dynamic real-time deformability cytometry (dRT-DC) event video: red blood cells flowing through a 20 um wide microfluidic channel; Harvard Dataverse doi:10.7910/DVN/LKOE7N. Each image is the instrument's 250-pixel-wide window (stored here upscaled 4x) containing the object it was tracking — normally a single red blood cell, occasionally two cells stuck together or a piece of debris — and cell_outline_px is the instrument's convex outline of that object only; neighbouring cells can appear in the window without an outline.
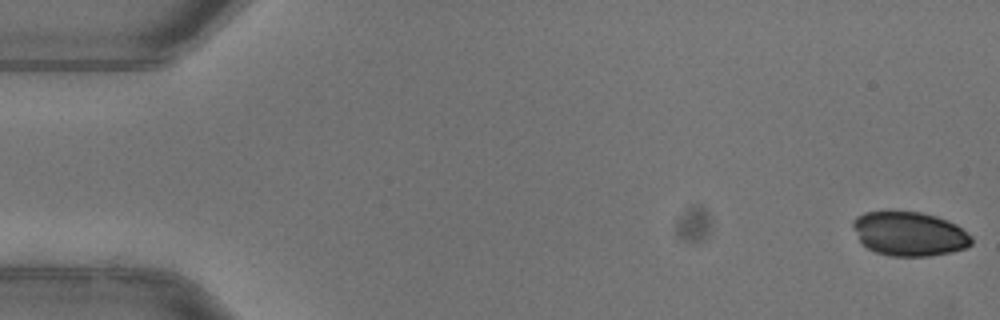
{"species": "common noctule bat (a hibernating species)", "species_latin": "Nyctalus noctula", "temperature_condition": "warm", "stored_images_in_passage": 52, "camera_frame_rate_fps": 3000, "um_per_image_px": 0.085, "animal": {"sex": "female"}, "frame": {"image": 1, "passage_image": 1, "time_ms": 0.0, "image_size_px": [1000, 320], "cell_outline_px": [[972, 244], [964, 248], [948, 252], [928, 256], [892, 256], [876, 252], [868, 248], [860, 240], [852, 224], [852, 220], [856, 216], [864, 212], [920, 212], [936, 216], [948, 220], [956, 224], [972, 236]], "centroid_in_image_um": [77.31, 19.87], "position_along_channel_um": 7.7, "area_um2": 30.23}}
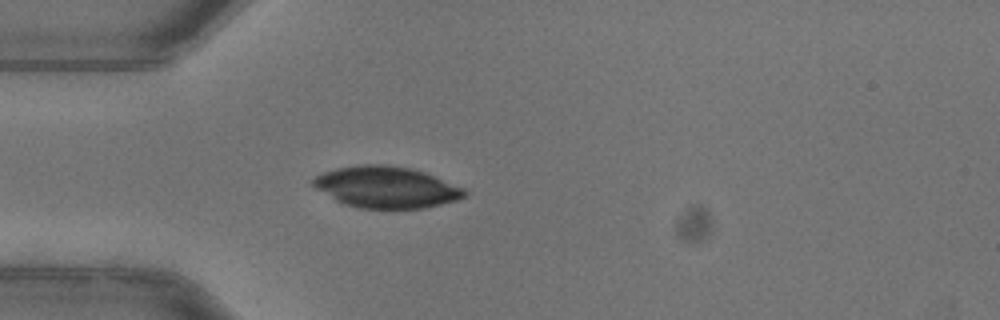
{"frame": {"image": 2, "passage_image": 15, "time_ms": 4.667, "image_size_px": [1000, 320], "cell_outline_px": [[468, 192], [464, 196], [456, 200], [424, 208], [356, 208], [344, 204], [336, 200], [316, 188], [312, 184], [312, 180], [316, 176], [324, 172], [336, 168], [356, 164], [388, 164], [412, 168], [424, 172], [464, 188]], "centroid_in_image_um": [32.82, 15.9], "position_along_channel_um": 52.2, "area_um2": 36.47}}